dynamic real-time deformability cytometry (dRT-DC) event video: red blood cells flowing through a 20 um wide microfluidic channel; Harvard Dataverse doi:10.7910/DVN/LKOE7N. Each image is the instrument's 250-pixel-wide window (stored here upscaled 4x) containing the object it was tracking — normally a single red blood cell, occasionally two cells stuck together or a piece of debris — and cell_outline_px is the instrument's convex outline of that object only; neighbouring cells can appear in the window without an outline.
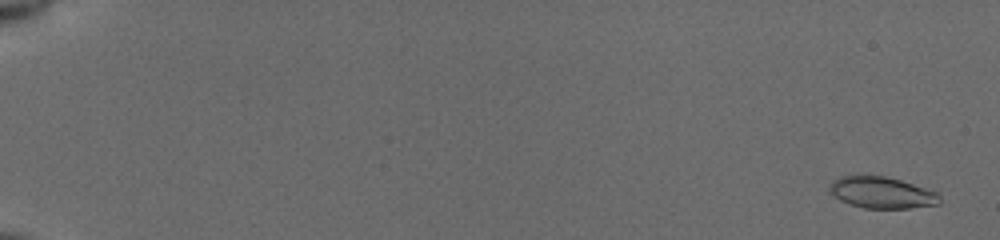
{"species": "common noctule bat (a hibernating species)", "species_latin": "Nyctalus noctula", "temperature_condition": "cold", "stored_images_in_passage": 56, "camera_frame_rate_fps": 3000, "um_per_image_px": 0.085, "animal": {"sex": "female", "body_mass_g": 19.5, "forearm_length_mm": 54.1}, "frame": {"image": 1, "passage_image": 3, "time_ms": 0.667, "image_size_px": [1000, 240], "cell_outline_px": [[940, 204], [908, 208], [864, 208], [848, 204], [832, 196], [828, 192], [828, 184], [832, 180], [840, 176], [884, 176], [900, 180], [936, 192], [940, 196]], "centroid_in_image_um": [74.87, 16.38], "position_along_channel_um": 10.1, "area_um2": 20.23}}
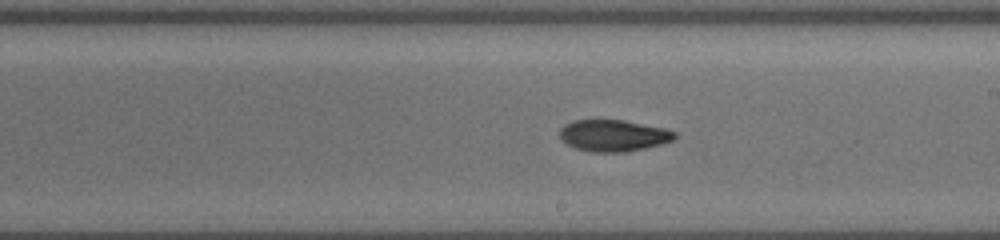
{"frame": {"image": 2, "passage_image": 35, "time_ms": 11.333, "image_size_px": [1000, 240], "cell_outline_px": [[676, 136], [672, 140], [660, 144], [644, 148], [624, 152], [592, 152], [576, 148], [560, 140], [560, 128], [564, 124], [572, 120], [624, 120], [664, 128], [676, 132]], "centroid_in_image_um": [52.1, 11.51], "position_along_channel_um": 236.9, "area_um2": 21.1}}
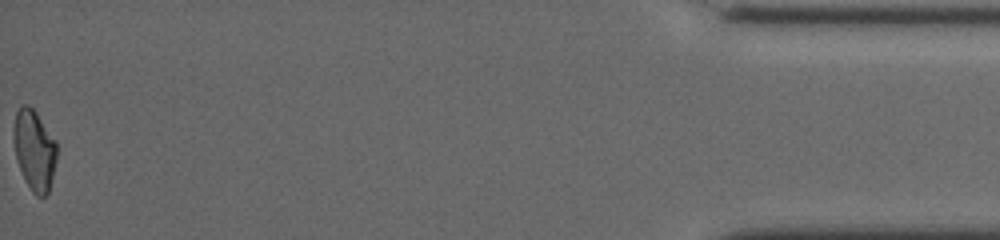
{"frame": {"image": 3, "passage_image": 56, "time_ms": 18.333, "image_size_px": [1000, 240], "cell_outline_px": [[56, 160], [48, 192], [44, 196], [36, 196], [32, 192], [16, 160], [12, 136], [12, 132], [16, 112], [20, 104], [28, 104], [36, 112], [56, 140]], "centroid_in_image_um": [2.89, 12.7], "position_along_channel_um": 432.3, "area_um2": 20.23}, "authors_computed_cell_mechanics": {"area_um2": 20.8658, "velocity_mm_per_s": 3.9371, "shape_relaxation_time_tau1_ms": 5.6284, "shape_relaxation_time_tau2_ms": null, "deformation_change_tau1": 0.1646, "deformation_change_tau2": null}}